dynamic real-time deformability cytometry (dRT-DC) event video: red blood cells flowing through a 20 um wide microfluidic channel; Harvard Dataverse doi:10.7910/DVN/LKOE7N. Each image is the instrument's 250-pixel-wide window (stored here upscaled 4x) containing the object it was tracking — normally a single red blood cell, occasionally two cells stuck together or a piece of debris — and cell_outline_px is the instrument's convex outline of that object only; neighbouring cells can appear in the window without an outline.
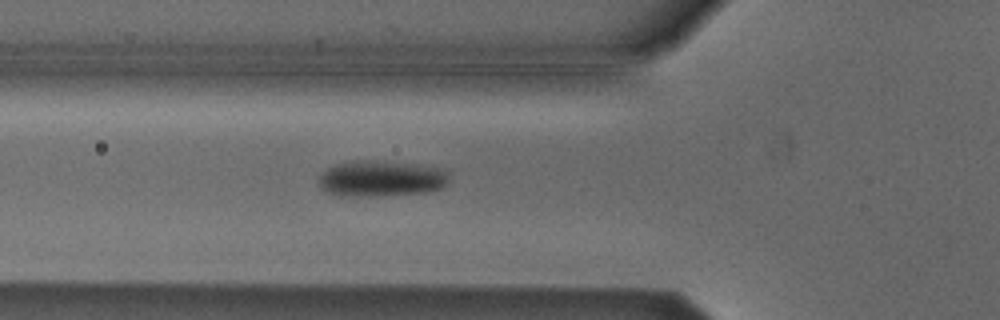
{"species": "Egyptian fruit bat (a non-hibernating species)", "species_latin": "Rousettus aegyptiacus", "temperature_condition": "cold", "stored_images_in_passage": 39, "camera_frame_rate_fps": 3000, "um_per_image_px": 0.085, "animal": {"sex": "male"}, "frame": {"image": 1, "passage_image": 4, "time_ms": 1.0, "image_size_px": [1000, 320], "cell_outline_px": [[448, 184], [440, 188], [428, 192], [356, 196], [340, 196], [324, 192], [320, 184], [320, 176], [328, 168], [336, 164], [352, 160], [384, 160], [440, 168], [448, 172]], "centroid_in_image_um": [32.39, 15.16], "position_along_channel_um": 93.4, "area_um2": 27.22}}
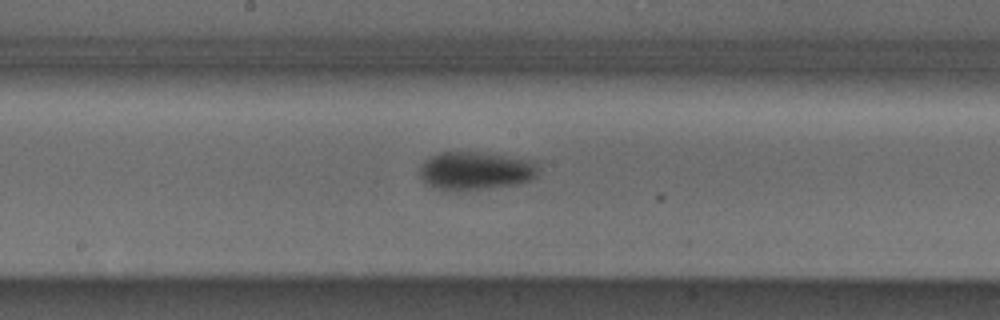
{"frame": {"image": 2, "passage_image": 13, "time_ms": 4.0, "image_size_px": [1000, 320], "cell_outline_px": [[540, 168], [536, 176], [532, 180], [520, 184], [460, 192], [448, 192], [432, 188], [420, 176], [420, 164], [432, 156], [440, 152], [476, 152], [524, 160], [536, 164]], "centroid_in_image_um": [40.37, 14.57], "position_along_channel_um": 207.8, "area_um2": 26.53}}
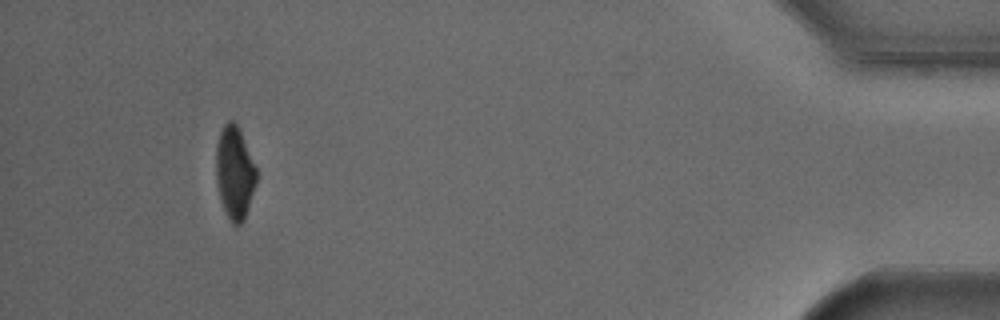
{"frame": {"image": 3, "passage_image": 35, "time_ms": 11.333, "image_size_px": [1000, 320], "cell_outline_px": [[256, 184], [244, 220], [240, 224], [232, 224], [220, 200], [216, 176], [216, 144], [220, 132], [224, 124], [228, 120], [232, 120], [236, 124], [240, 132], [256, 168]], "centroid_in_image_um": [19.93, 14.68], "position_along_channel_um": 415.3, "area_um2": 21.44}, "authors_computed_cell_mechanics": {"area_um2": 25.2586, "velocity_mm_per_s": 3.8031, "shape_relaxation_time_tau1_ms": 3.5979, "shape_relaxation_time_tau2_ms": null, "deformation_change_tau1": 0.1137, "deformation_change_tau2": null}}